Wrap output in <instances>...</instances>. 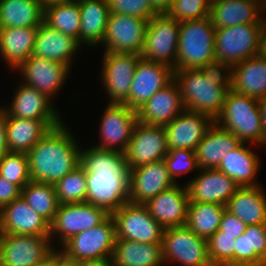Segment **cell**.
<instances>
[{
  "mask_svg": "<svg viewBox=\"0 0 266 266\" xmlns=\"http://www.w3.org/2000/svg\"><path fill=\"white\" fill-rule=\"evenodd\" d=\"M79 165L86 173V202L112 214L129 202V168L125 153L98 147L80 149Z\"/></svg>",
  "mask_w": 266,
  "mask_h": 266,
  "instance_id": "1",
  "label": "cell"
},
{
  "mask_svg": "<svg viewBox=\"0 0 266 266\" xmlns=\"http://www.w3.org/2000/svg\"><path fill=\"white\" fill-rule=\"evenodd\" d=\"M231 79L232 67L216 60L200 69L174 70L184 108L206 114L213 120L221 112L231 90Z\"/></svg>",
  "mask_w": 266,
  "mask_h": 266,
  "instance_id": "2",
  "label": "cell"
},
{
  "mask_svg": "<svg viewBox=\"0 0 266 266\" xmlns=\"http://www.w3.org/2000/svg\"><path fill=\"white\" fill-rule=\"evenodd\" d=\"M68 127L63 121L26 153L32 181L54 185L79 165L81 147Z\"/></svg>",
  "mask_w": 266,
  "mask_h": 266,
  "instance_id": "3",
  "label": "cell"
},
{
  "mask_svg": "<svg viewBox=\"0 0 266 266\" xmlns=\"http://www.w3.org/2000/svg\"><path fill=\"white\" fill-rule=\"evenodd\" d=\"M214 123L233 133L243 143L263 145L258 99L229 90Z\"/></svg>",
  "mask_w": 266,
  "mask_h": 266,
  "instance_id": "4",
  "label": "cell"
},
{
  "mask_svg": "<svg viewBox=\"0 0 266 266\" xmlns=\"http://www.w3.org/2000/svg\"><path fill=\"white\" fill-rule=\"evenodd\" d=\"M215 29L210 16L180 22L176 70L200 69L216 60Z\"/></svg>",
  "mask_w": 266,
  "mask_h": 266,
  "instance_id": "5",
  "label": "cell"
},
{
  "mask_svg": "<svg viewBox=\"0 0 266 266\" xmlns=\"http://www.w3.org/2000/svg\"><path fill=\"white\" fill-rule=\"evenodd\" d=\"M263 23H245L215 29L216 61L231 67L258 55Z\"/></svg>",
  "mask_w": 266,
  "mask_h": 266,
  "instance_id": "6",
  "label": "cell"
},
{
  "mask_svg": "<svg viewBox=\"0 0 266 266\" xmlns=\"http://www.w3.org/2000/svg\"><path fill=\"white\" fill-rule=\"evenodd\" d=\"M115 242V222L109 215L101 224L77 233L58 249L78 261L111 260Z\"/></svg>",
  "mask_w": 266,
  "mask_h": 266,
  "instance_id": "7",
  "label": "cell"
},
{
  "mask_svg": "<svg viewBox=\"0 0 266 266\" xmlns=\"http://www.w3.org/2000/svg\"><path fill=\"white\" fill-rule=\"evenodd\" d=\"M162 258L164 265L174 262L181 266H212L207 240L186 225L164 229Z\"/></svg>",
  "mask_w": 266,
  "mask_h": 266,
  "instance_id": "8",
  "label": "cell"
},
{
  "mask_svg": "<svg viewBox=\"0 0 266 266\" xmlns=\"http://www.w3.org/2000/svg\"><path fill=\"white\" fill-rule=\"evenodd\" d=\"M111 216L115 222L116 239L162 244L164 228L144 204L127 202Z\"/></svg>",
  "mask_w": 266,
  "mask_h": 266,
  "instance_id": "9",
  "label": "cell"
},
{
  "mask_svg": "<svg viewBox=\"0 0 266 266\" xmlns=\"http://www.w3.org/2000/svg\"><path fill=\"white\" fill-rule=\"evenodd\" d=\"M180 22L166 13L154 16L147 25L141 57L176 70Z\"/></svg>",
  "mask_w": 266,
  "mask_h": 266,
  "instance_id": "10",
  "label": "cell"
},
{
  "mask_svg": "<svg viewBox=\"0 0 266 266\" xmlns=\"http://www.w3.org/2000/svg\"><path fill=\"white\" fill-rule=\"evenodd\" d=\"M109 215L104 209L88 202L61 204L50 224L49 238L53 244L54 238L58 237L56 241L61 247L77 233L101 224Z\"/></svg>",
  "mask_w": 266,
  "mask_h": 266,
  "instance_id": "11",
  "label": "cell"
},
{
  "mask_svg": "<svg viewBox=\"0 0 266 266\" xmlns=\"http://www.w3.org/2000/svg\"><path fill=\"white\" fill-rule=\"evenodd\" d=\"M54 246L49 236L0 233V266H33L58 249Z\"/></svg>",
  "mask_w": 266,
  "mask_h": 266,
  "instance_id": "12",
  "label": "cell"
},
{
  "mask_svg": "<svg viewBox=\"0 0 266 266\" xmlns=\"http://www.w3.org/2000/svg\"><path fill=\"white\" fill-rule=\"evenodd\" d=\"M99 121L100 144L94 147L125 153L138 122L137 111L124 103H110L104 108Z\"/></svg>",
  "mask_w": 266,
  "mask_h": 266,
  "instance_id": "13",
  "label": "cell"
},
{
  "mask_svg": "<svg viewBox=\"0 0 266 266\" xmlns=\"http://www.w3.org/2000/svg\"><path fill=\"white\" fill-rule=\"evenodd\" d=\"M148 21L131 15L109 14L101 46L104 52L141 55Z\"/></svg>",
  "mask_w": 266,
  "mask_h": 266,
  "instance_id": "14",
  "label": "cell"
},
{
  "mask_svg": "<svg viewBox=\"0 0 266 266\" xmlns=\"http://www.w3.org/2000/svg\"><path fill=\"white\" fill-rule=\"evenodd\" d=\"M101 83L110 103H123L130 93L132 79L141 55L104 52Z\"/></svg>",
  "mask_w": 266,
  "mask_h": 266,
  "instance_id": "15",
  "label": "cell"
},
{
  "mask_svg": "<svg viewBox=\"0 0 266 266\" xmlns=\"http://www.w3.org/2000/svg\"><path fill=\"white\" fill-rule=\"evenodd\" d=\"M167 153L165 127L138 121L125 152L129 170L162 160Z\"/></svg>",
  "mask_w": 266,
  "mask_h": 266,
  "instance_id": "16",
  "label": "cell"
},
{
  "mask_svg": "<svg viewBox=\"0 0 266 266\" xmlns=\"http://www.w3.org/2000/svg\"><path fill=\"white\" fill-rule=\"evenodd\" d=\"M173 79L174 69L171 66L141 57L132 79L129 97L123 103L137 111Z\"/></svg>",
  "mask_w": 266,
  "mask_h": 266,
  "instance_id": "17",
  "label": "cell"
},
{
  "mask_svg": "<svg viewBox=\"0 0 266 266\" xmlns=\"http://www.w3.org/2000/svg\"><path fill=\"white\" fill-rule=\"evenodd\" d=\"M16 70V71H15ZM15 72H20L23 83L45 94L52 101L67 81L70 69L59 62L31 55Z\"/></svg>",
  "mask_w": 266,
  "mask_h": 266,
  "instance_id": "18",
  "label": "cell"
},
{
  "mask_svg": "<svg viewBox=\"0 0 266 266\" xmlns=\"http://www.w3.org/2000/svg\"><path fill=\"white\" fill-rule=\"evenodd\" d=\"M129 202L145 204L163 190L177 184L170 176L164 159L129 171Z\"/></svg>",
  "mask_w": 266,
  "mask_h": 266,
  "instance_id": "19",
  "label": "cell"
},
{
  "mask_svg": "<svg viewBox=\"0 0 266 266\" xmlns=\"http://www.w3.org/2000/svg\"><path fill=\"white\" fill-rule=\"evenodd\" d=\"M178 184L163 190L144 204L164 229L186 224L189 193L186 184Z\"/></svg>",
  "mask_w": 266,
  "mask_h": 266,
  "instance_id": "20",
  "label": "cell"
},
{
  "mask_svg": "<svg viewBox=\"0 0 266 266\" xmlns=\"http://www.w3.org/2000/svg\"><path fill=\"white\" fill-rule=\"evenodd\" d=\"M198 173L186 183L191 202L226 206L239 188L232 178L217 169H199Z\"/></svg>",
  "mask_w": 266,
  "mask_h": 266,
  "instance_id": "21",
  "label": "cell"
},
{
  "mask_svg": "<svg viewBox=\"0 0 266 266\" xmlns=\"http://www.w3.org/2000/svg\"><path fill=\"white\" fill-rule=\"evenodd\" d=\"M214 120L203 113L184 109L173 121L165 125L168 149H190L203 139Z\"/></svg>",
  "mask_w": 266,
  "mask_h": 266,
  "instance_id": "22",
  "label": "cell"
},
{
  "mask_svg": "<svg viewBox=\"0 0 266 266\" xmlns=\"http://www.w3.org/2000/svg\"><path fill=\"white\" fill-rule=\"evenodd\" d=\"M0 233L50 235V223L20 196L0 209Z\"/></svg>",
  "mask_w": 266,
  "mask_h": 266,
  "instance_id": "23",
  "label": "cell"
},
{
  "mask_svg": "<svg viewBox=\"0 0 266 266\" xmlns=\"http://www.w3.org/2000/svg\"><path fill=\"white\" fill-rule=\"evenodd\" d=\"M18 84L10 105L4 107L7 116L34 120H62L63 117L53 106L50 98L23 81Z\"/></svg>",
  "mask_w": 266,
  "mask_h": 266,
  "instance_id": "24",
  "label": "cell"
},
{
  "mask_svg": "<svg viewBox=\"0 0 266 266\" xmlns=\"http://www.w3.org/2000/svg\"><path fill=\"white\" fill-rule=\"evenodd\" d=\"M184 109L180 88L173 79L137 110L138 121L148 125L165 126Z\"/></svg>",
  "mask_w": 266,
  "mask_h": 266,
  "instance_id": "25",
  "label": "cell"
},
{
  "mask_svg": "<svg viewBox=\"0 0 266 266\" xmlns=\"http://www.w3.org/2000/svg\"><path fill=\"white\" fill-rule=\"evenodd\" d=\"M264 13V14H263ZM265 9L259 0H211L210 18L216 28L263 23Z\"/></svg>",
  "mask_w": 266,
  "mask_h": 266,
  "instance_id": "26",
  "label": "cell"
},
{
  "mask_svg": "<svg viewBox=\"0 0 266 266\" xmlns=\"http://www.w3.org/2000/svg\"><path fill=\"white\" fill-rule=\"evenodd\" d=\"M80 47L75 38L59 32L43 22L38 26L32 55L59 62L71 70L73 58L77 51L81 50Z\"/></svg>",
  "mask_w": 266,
  "mask_h": 266,
  "instance_id": "27",
  "label": "cell"
},
{
  "mask_svg": "<svg viewBox=\"0 0 266 266\" xmlns=\"http://www.w3.org/2000/svg\"><path fill=\"white\" fill-rule=\"evenodd\" d=\"M62 122L63 120H34L7 116L8 151L27 153L45 134Z\"/></svg>",
  "mask_w": 266,
  "mask_h": 266,
  "instance_id": "28",
  "label": "cell"
},
{
  "mask_svg": "<svg viewBox=\"0 0 266 266\" xmlns=\"http://www.w3.org/2000/svg\"><path fill=\"white\" fill-rule=\"evenodd\" d=\"M241 143L233 133L213 123L195 149L199 169H217L225 155Z\"/></svg>",
  "mask_w": 266,
  "mask_h": 266,
  "instance_id": "29",
  "label": "cell"
},
{
  "mask_svg": "<svg viewBox=\"0 0 266 266\" xmlns=\"http://www.w3.org/2000/svg\"><path fill=\"white\" fill-rule=\"evenodd\" d=\"M231 90L260 99L266 96V58L254 56L232 66Z\"/></svg>",
  "mask_w": 266,
  "mask_h": 266,
  "instance_id": "30",
  "label": "cell"
},
{
  "mask_svg": "<svg viewBox=\"0 0 266 266\" xmlns=\"http://www.w3.org/2000/svg\"><path fill=\"white\" fill-rule=\"evenodd\" d=\"M226 210L246 225L266 224V193L262 185L239 187Z\"/></svg>",
  "mask_w": 266,
  "mask_h": 266,
  "instance_id": "31",
  "label": "cell"
},
{
  "mask_svg": "<svg viewBox=\"0 0 266 266\" xmlns=\"http://www.w3.org/2000/svg\"><path fill=\"white\" fill-rule=\"evenodd\" d=\"M80 7V46H100L110 14L107 0H77ZM98 45V46H97Z\"/></svg>",
  "mask_w": 266,
  "mask_h": 266,
  "instance_id": "32",
  "label": "cell"
},
{
  "mask_svg": "<svg viewBox=\"0 0 266 266\" xmlns=\"http://www.w3.org/2000/svg\"><path fill=\"white\" fill-rule=\"evenodd\" d=\"M241 143L234 150L225 155L217 170L232 178L239 187L258 186L257 173L261 160L254 151Z\"/></svg>",
  "mask_w": 266,
  "mask_h": 266,
  "instance_id": "33",
  "label": "cell"
},
{
  "mask_svg": "<svg viewBox=\"0 0 266 266\" xmlns=\"http://www.w3.org/2000/svg\"><path fill=\"white\" fill-rule=\"evenodd\" d=\"M38 27L0 28V56L16 69L33 52Z\"/></svg>",
  "mask_w": 266,
  "mask_h": 266,
  "instance_id": "34",
  "label": "cell"
},
{
  "mask_svg": "<svg viewBox=\"0 0 266 266\" xmlns=\"http://www.w3.org/2000/svg\"><path fill=\"white\" fill-rule=\"evenodd\" d=\"M113 266H164L162 244L116 239Z\"/></svg>",
  "mask_w": 266,
  "mask_h": 266,
  "instance_id": "35",
  "label": "cell"
},
{
  "mask_svg": "<svg viewBox=\"0 0 266 266\" xmlns=\"http://www.w3.org/2000/svg\"><path fill=\"white\" fill-rule=\"evenodd\" d=\"M43 22L39 0H0V28L38 27Z\"/></svg>",
  "mask_w": 266,
  "mask_h": 266,
  "instance_id": "36",
  "label": "cell"
},
{
  "mask_svg": "<svg viewBox=\"0 0 266 266\" xmlns=\"http://www.w3.org/2000/svg\"><path fill=\"white\" fill-rule=\"evenodd\" d=\"M226 206L189 200L186 226L196 235L208 240L218 229Z\"/></svg>",
  "mask_w": 266,
  "mask_h": 266,
  "instance_id": "37",
  "label": "cell"
},
{
  "mask_svg": "<svg viewBox=\"0 0 266 266\" xmlns=\"http://www.w3.org/2000/svg\"><path fill=\"white\" fill-rule=\"evenodd\" d=\"M80 7L75 0L53 3L44 7V22L51 28L79 40Z\"/></svg>",
  "mask_w": 266,
  "mask_h": 266,
  "instance_id": "38",
  "label": "cell"
},
{
  "mask_svg": "<svg viewBox=\"0 0 266 266\" xmlns=\"http://www.w3.org/2000/svg\"><path fill=\"white\" fill-rule=\"evenodd\" d=\"M23 200L50 224L58 210V199L53 184L30 181L21 189Z\"/></svg>",
  "mask_w": 266,
  "mask_h": 266,
  "instance_id": "39",
  "label": "cell"
},
{
  "mask_svg": "<svg viewBox=\"0 0 266 266\" xmlns=\"http://www.w3.org/2000/svg\"><path fill=\"white\" fill-rule=\"evenodd\" d=\"M59 205L86 202V173L78 165L61 180L54 184Z\"/></svg>",
  "mask_w": 266,
  "mask_h": 266,
  "instance_id": "40",
  "label": "cell"
},
{
  "mask_svg": "<svg viewBox=\"0 0 266 266\" xmlns=\"http://www.w3.org/2000/svg\"><path fill=\"white\" fill-rule=\"evenodd\" d=\"M0 175L7 181L24 188L32 181L26 153L8 152L0 159Z\"/></svg>",
  "mask_w": 266,
  "mask_h": 266,
  "instance_id": "41",
  "label": "cell"
},
{
  "mask_svg": "<svg viewBox=\"0 0 266 266\" xmlns=\"http://www.w3.org/2000/svg\"><path fill=\"white\" fill-rule=\"evenodd\" d=\"M235 236L217 230L208 240V256L212 266H234Z\"/></svg>",
  "mask_w": 266,
  "mask_h": 266,
  "instance_id": "42",
  "label": "cell"
},
{
  "mask_svg": "<svg viewBox=\"0 0 266 266\" xmlns=\"http://www.w3.org/2000/svg\"><path fill=\"white\" fill-rule=\"evenodd\" d=\"M211 0H173L166 14L176 21L198 20L209 16Z\"/></svg>",
  "mask_w": 266,
  "mask_h": 266,
  "instance_id": "43",
  "label": "cell"
},
{
  "mask_svg": "<svg viewBox=\"0 0 266 266\" xmlns=\"http://www.w3.org/2000/svg\"><path fill=\"white\" fill-rule=\"evenodd\" d=\"M164 161L170 176L177 183V177L199 169L195 151L190 149H168Z\"/></svg>",
  "mask_w": 266,
  "mask_h": 266,
  "instance_id": "44",
  "label": "cell"
},
{
  "mask_svg": "<svg viewBox=\"0 0 266 266\" xmlns=\"http://www.w3.org/2000/svg\"><path fill=\"white\" fill-rule=\"evenodd\" d=\"M110 14H124L150 21L159 13L150 0H107Z\"/></svg>",
  "mask_w": 266,
  "mask_h": 266,
  "instance_id": "45",
  "label": "cell"
},
{
  "mask_svg": "<svg viewBox=\"0 0 266 266\" xmlns=\"http://www.w3.org/2000/svg\"><path fill=\"white\" fill-rule=\"evenodd\" d=\"M249 232L250 266H266V224L247 225Z\"/></svg>",
  "mask_w": 266,
  "mask_h": 266,
  "instance_id": "46",
  "label": "cell"
},
{
  "mask_svg": "<svg viewBox=\"0 0 266 266\" xmlns=\"http://www.w3.org/2000/svg\"><path fill=\"white\" fill-rule=\"evenodd\" d=\"M246 227L243 221L225 209L218 230L222 231V235L235 236L236 239L244 233Z\"/></svg>",
  "mask_w": 266,
  "mask_h": 266,
  "instance_id": "47",
  "label": "cell"
},
{
  "mask_svg": "<svg viewBox=\"0 0 266 266\" xmlns=\"http://www.w3.org/2000/svg\"><path fill=\"white\" fill-rule=\"evenodd\" d=\"M234 242V266H250L249 232H244Z\"/></svg>",
  "mask_w": 266,
  "mask_h": 266,
  "instance_id": "48",
  "label": "cell"
},
{
  "mask_svg": "<svg viewBox=\"0 0 266 266\" xmlns=\"http://www.w3.org/2000/svg\"><path fill=\"white\" fill-rule=\"evenodd\" d=\"M20 195L21 189L0 175V209L14 199L19 198Z\"/></svg>",
  "mask_w": 266,
  "mask_h": 266,
  "instance_id": "49",
  "label": "cell"
},
{
  "mask_svg": "<svg viewBox=\"0 0 266 266\" xmlns=\"http://www.w3.org/2000/svg\"><path fill=\"white\" fill-rule=\"evenodd\" d=\"M6 121L7 112L4 106L0 105V159L8 153L7 137H6Z\"/></svg>",
  "mask_w": 266,
  "mask_h": 266,
  "instance_id": "50",
  "label": "cell"
},
{
  "mask_svg": "<svg viewBox=\"0 0 266 266\" xmlns=\"http://www.w3.org/2000/svg\"><path fill=\"white\" fill-rule=\"evenodd\" d=\"M55 266H78V260L71 259L59 249H55Z\"/></svg>",
  "mask_w": 266,
  "mask_h": 266,
  "instance_id": "51",
  "label": "cell"
},
{
  "mask_svg": "<svg viewBox=\"0 0 266 266\" xmlns=\"http://www.w3.org/2000/svg\"><path fill=\"white\" fill-rule=\"evenodd\" d=\"M258 106L263 127V145L266 147V96L258 99Z\"/></svg>",
  "mask_w": 266,
  "mask_h": 266,
  "instance_id": "52",
  "label": "cell"
},
{
  "mask_svg": "<svg viewBox=\"0 0 266 266\" xmlns=\"http://www.w3.org/2000/svg\"><path fill=\"white\" fill-rule=\"evenodd\" d=\"M150 2L153 8L159 14H163V13H166L170 9L173 0H150Z\"/></svg>",
  "mask_w": 266,
  "mask_h": 266,
  "instance_id": "53",
  "label": "cell"
},
{
  "mask_svg": "<svg viewBox=\"0 0 266 266\" xmlns=\"http://www.w3.org/2000/svg\"><path fill=\"white\" fill-rule=\"evenodd\" d=\"M78 266H113L111 260H84L78 261Z\"/></svg>",
  "mask_w": 266,
  "mask_h": 266,
  "instance_id": "54",
  "label": "cell"
},
{
  "mask_svg": "<svg viewBox=\"0 0 266 266\" xmlns=\"http://www.w3.org/2000/svg\"><path fill=\"white\" fill-rule=\"evenodd\" d=\"M33 266H55V250L41 262Z\"/></svg>",
  "mask_w": 266,
  "mask_h": 266,
  "instance_id": "55",
  "label": "cell"
},
{
  "mask_svg": "<svg viewBox=\"0 0 266 266\" xmlns=\"http://www.w3.org/2000/svg\"><path fill=\"white\" fill-rule=\"evenodd\" d=\"M39 1H40L41 5L43 7H45V6L53 4V3L67 2L70 0H39Z\"/></svg>",
  "mask_w": 266,
  "mask_h": 266,
  "instance_id": "56",
  "label": "cell"
},
{
  "mask_svg": "<svg viewBox=\"0 0 266 266\" xmlns=\"http://www.w3.org/2000/svg\"><path fill=\"white\" fill-rule=\"evenodd\" d=\"M263 8L266 10V1L263 3Z\"/></svg>",
  "mask_w": 266,
  "mask_h": 266,
  "instance_id": "57",
  "label": "cell"
},
{
  "mask_svg": "<svg viewBox=\"0 0 266 266\" xmlns=\"http://www.w3.org/2000/svg\"><path fill=\"white\" fill-rule=\"evenodd\" d=\"M262 4L266 1V0H259Z\"/></svg>",
  "mask_w": 266,
  "mask_h": 266,
  "instance_id": "58",
  "label": "cell"
}]
</instances>
